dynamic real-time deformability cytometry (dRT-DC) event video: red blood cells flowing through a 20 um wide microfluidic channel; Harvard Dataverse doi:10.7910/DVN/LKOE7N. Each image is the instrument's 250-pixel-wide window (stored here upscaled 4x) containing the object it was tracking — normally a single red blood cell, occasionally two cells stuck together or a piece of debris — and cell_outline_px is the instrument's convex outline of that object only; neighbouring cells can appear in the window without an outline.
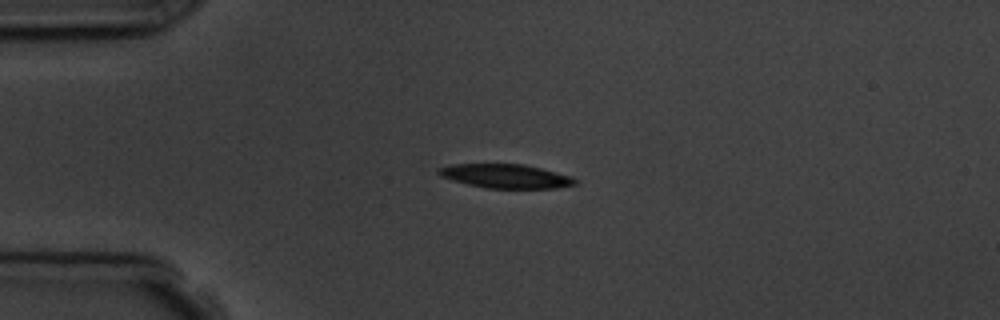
{"species": "common noctule bat (a hibernating species)", "species_latin": "Nyctalus noctula", "temperature_condition": "room temperature", "stored_images_in_passage": 4, "camera_frame_rate_fps": 3000, "um_per_image_px": 0.085, "animal": {"sex": "male", "body_mass_g": 19.5, "forearm_length_mm": 54.6}, "frame": {"image": 1, "passage_image": 3, "time_ms": 2.333, "image_size_px": [1000, 320], "cell_outline_px": [[580, 180], [576, 184], [556, 188], [484, 188], [452, 180], [440, 176], [436, 172], [436, 168], [452, 164], [524, 164], [572, 176]], "centroid_in_image_um": [42.98, 14.97], "position_along_channel_um": 42.0, "area_um2": 19.19}}